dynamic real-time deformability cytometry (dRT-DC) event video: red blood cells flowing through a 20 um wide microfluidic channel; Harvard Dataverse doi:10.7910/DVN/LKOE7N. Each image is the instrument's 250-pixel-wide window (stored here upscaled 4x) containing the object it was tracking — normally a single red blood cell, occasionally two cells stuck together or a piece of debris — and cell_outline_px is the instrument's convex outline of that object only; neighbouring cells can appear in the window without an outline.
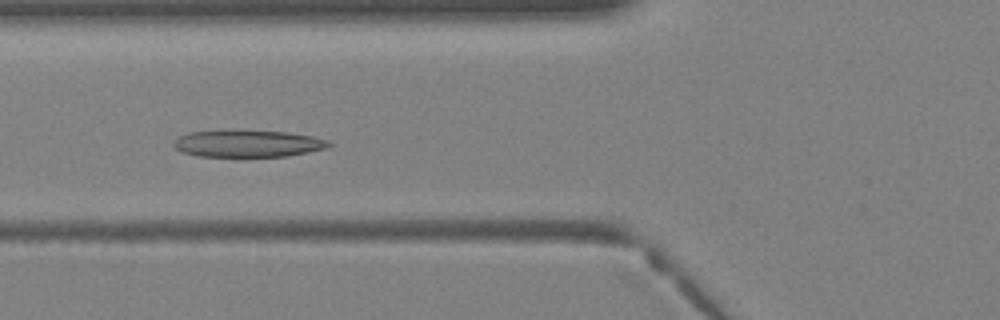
{"species": "Egyptian fruit bat (a non-hibernating species)", "species_latin": "Rousettus aegyptiacus", "temperature_condition": "warm", "stored_images_in_passage": 39, "camera_frame_rate_fps": 3000, "um_per_image_px": 0.085, "animal": {"sex": "female"}, "frame": {"image": 1, "passage_image": 15, "time_ms": 4.667, "image_size_px": [1000, 320], "cell_outline_px": [[332, 144], [328, 148], [288, 156], [244, 160], [240, 160], [196, 156], [180, 152], [172, 144], [180, 136], [188, 132], [244, 128], [288, 132], [312, 136], [328, 140]], "centroid_in_image_um": [21.03, 12.23], "position_along_channel_um": 104.8, "area_um2": 26.53}}
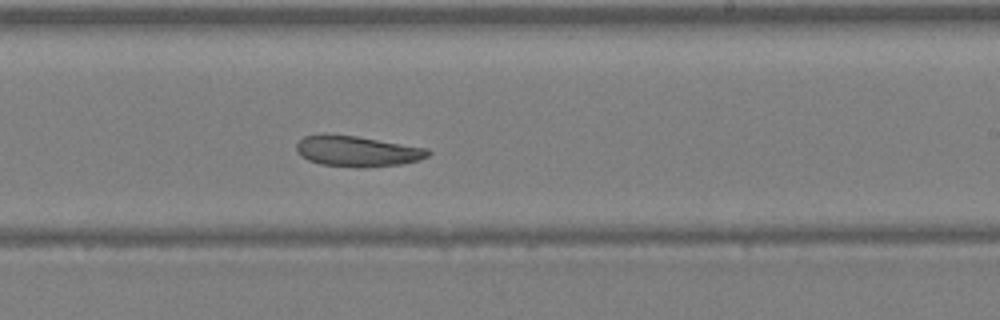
{"frame": {"image": 2, "passage_image": 24, "time_ms": 7.667, "image_size_px": [1000, 320], "cell_outline_px": [[432, 152], [428, 156], [420, 160], [400, 164], [360, 168], [356, 168], [320, 164], [308, 160], [300, 156], [296, 152], [296, 144], [304, 136], [356, 136], [428, 148]], "centroid_in_image_um": [30.4, 12.88], "position_along_channel_um": 258.6, "area_um2": 23.24}}
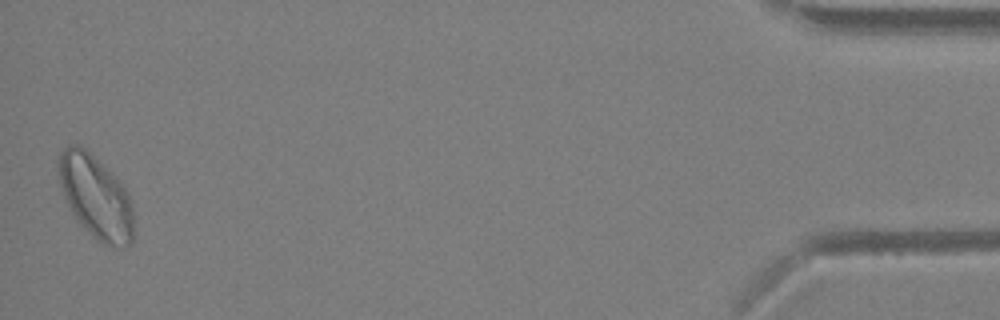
{"frame": {"image": 3, "passage_image": 39, "time_ms": 12.667, "image_size_px": [1000, 320], "cell_outline_px": [[132, 244], [124, 248], [104, 244], [96, 240], [76, 220], [64, 196], [60, 184], [56, 164], [60, 152], [68, 144], [80, 144], [128, 192], [132, 200]], "centroid_in_image_um": [8.11, 16.76], "position_along_channel_um": 427.1, "area_um2": 36.01}}